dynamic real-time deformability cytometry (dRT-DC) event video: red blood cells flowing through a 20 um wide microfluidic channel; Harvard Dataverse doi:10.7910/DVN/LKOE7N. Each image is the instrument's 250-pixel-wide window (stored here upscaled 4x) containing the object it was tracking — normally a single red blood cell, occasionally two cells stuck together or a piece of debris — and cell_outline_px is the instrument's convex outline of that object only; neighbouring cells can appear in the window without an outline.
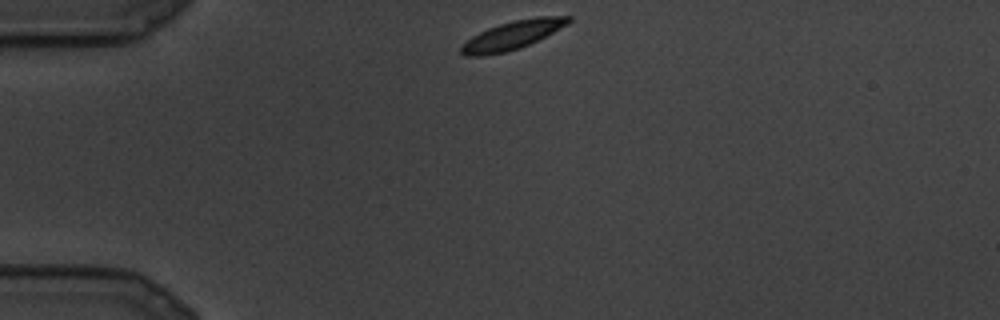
{"species": "common noctule bat (a hibernating species)", "species_latin": "Nyctalus noctula", "temperature_condition": "cold", "stored_images_in_passage": 3, "camera_frame_rate_fps": 3000, "um_per_image_px": 0.085, "animal": {"sex": "male", "body_mass_g": 19.5, "forearm_length_mm": 54.6}, "frame": {"image": 1, "passage_image": 1, "time_ms": 0.0, "image_size_px": [1000, 320], "cell_outline_px": [[572, 20], [568, 24], [520, 48], [504, 52], [484, 56], [464, 56], [460, 52], [460, 44], [472, 36], [488, 28], [512, 20], [540, 16], [572, 16]], "centroid_in_image_um": [43.5, 2.99], "position_along_channel_um": 41.5, "area_um2": 17.69}}